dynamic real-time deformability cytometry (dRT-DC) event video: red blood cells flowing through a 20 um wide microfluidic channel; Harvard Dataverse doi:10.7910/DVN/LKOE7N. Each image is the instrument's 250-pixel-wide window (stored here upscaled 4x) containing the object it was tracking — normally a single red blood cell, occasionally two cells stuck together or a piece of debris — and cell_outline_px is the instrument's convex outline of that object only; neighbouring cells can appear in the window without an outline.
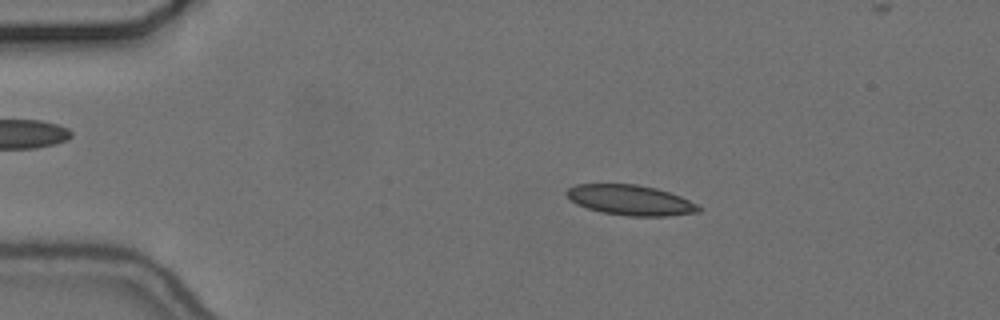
{"species": "common noctule bat (a hibernating species)", "species_latin": "Nyctalus noctula", "temperature_condition": "cold", "stored_images_in_passage": 50, "camera_frame_rate_fps": 3000, "um_per_image_px": 0.085, "animal": {"sex": "female", "body_mass_g": 24.6, "forearm_length_mm": 56.2}, "frame": {"image": 1, "passage_image": 4, "time_ms": 1.0, "image_size_px": [1000, 320], "cell_outline_px": [[700, 212], [668, 216], [628, 216], [600, 212], [576, 204], [564, 192], [568, 188], [576, 184], [636, 184], [656, 188], [680, 196], [696, 204], [700, 208]], "centroid_in_image_um": [53.57, 17.01], "position_along_channel_um": 31.4, "area_um2": 23.18}}
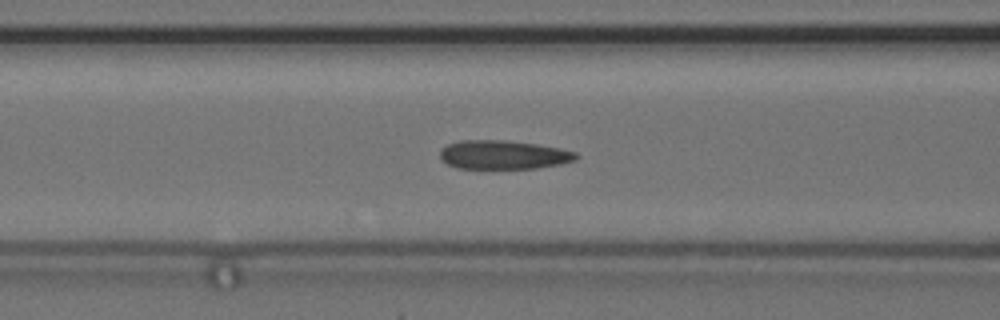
{"frame": {"image": 2, "passage_image": 16, "time_ms": 5.0, "image_size_px": [1000, 320], "cell_outline_px": [[580, 156], [576, 160], [560, 164], [536, 168], [456, 168], [440, 160], [440, 148], [448, 144], [460, 140], [504, 140], [536, 144], [560, 148], [576, 152]], "centroid_in_image_um": [42.77, 13.15], "position_along_channel_um": 123.8, "area_um2": 22.95}}
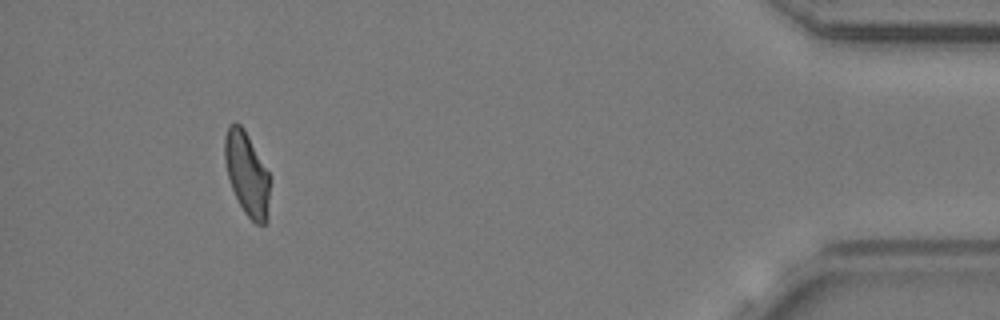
{"frame": {"image": 3, "passage_image": 45, "time_ms": 14.667, "image_size_px": [1000, 320], "cell_outline_px": [[268, 220], [264, 224], [256, 224], [244, 212], [232, 188], [228, 176], [224, 160], [224, 136], [228, 124], [236, 120], [244, 128], [268, 172]], "centroid_in_image_um": [20.95, 14.71], "position_along_channel_um": 414.3, "area_um2": 21.73}, "authors_computed_cell_mechanics": {"area_um2": 23.0622, "velocity_mm_per_s": 3.6644, "shape_relaxation_time_tau1_ms": null, "shape_relaxation_time_tau2_ms": 2.3751, "deformation_change_tau1": null, "deformation_change_tau2": 0.0825}}